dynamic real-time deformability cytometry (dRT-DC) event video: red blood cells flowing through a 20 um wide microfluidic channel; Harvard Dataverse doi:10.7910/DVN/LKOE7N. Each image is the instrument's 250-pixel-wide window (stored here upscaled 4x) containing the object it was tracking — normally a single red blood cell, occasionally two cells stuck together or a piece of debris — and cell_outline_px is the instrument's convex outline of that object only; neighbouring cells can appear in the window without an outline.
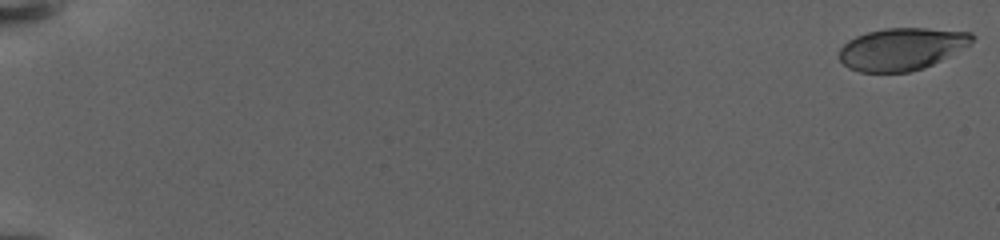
{"species": "human", "species_latin": "Homo sapiens", "temperature_condition": "warm", "stored_images_in_passage": 14, "camera_frame_rate_fps": 3000, "um_per_image_px": 0.085, "donor": {"sex": "female"}, "frame": {"image": 1, "passage_image": 1, "time_ms": 0.0, "image_size_px": [1000, 240], "cell_outline_px": [[976, 36], [968, 44], [940, 60], [924, 68], [908, 72], [860, 72], [848, 68], [840, 60], [840, 48], [848, 40], [856, 36], [868, 32], [884, 28], [924, 28], [972, 32]], "centroid_in_image_um": [76.61, 4.16], "position_along_channel_um": 8.4, "area_um2": 32.43}}
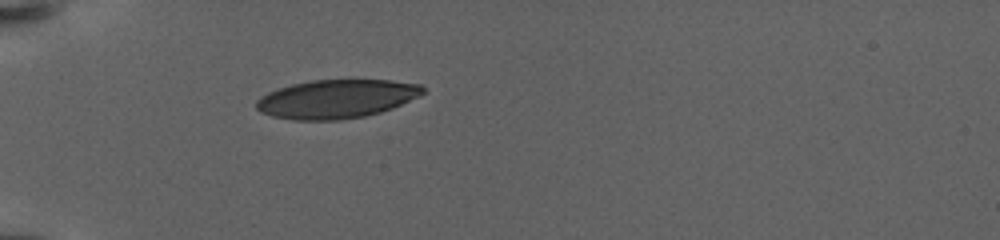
{"frame": {"image": 2, "passage_image": 12, "time_ms": 8.333, "image_size_px": [1000, 240], "cell_outline_px": [[424, 92], [420, 96], [392, 108], [380, 112], [364, 116], [340, 120], [292, 120], [272, 116], [260, 112], [256, 108], [256, 100], [260, 96], [268, 92], [292, 84], [312, 80], [388, 80], [420, 84], [424, 88]], "centroid_in_image_um": [28.58, 8.41], "position_along_channel_um": 56.4, "area_um2": 37.51}}
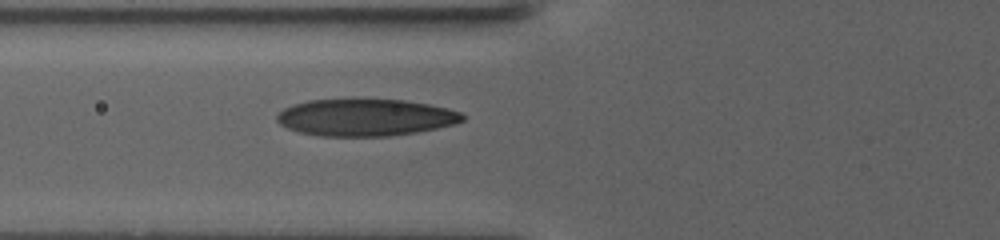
{"frame": {"image": 3, "passage_image": 14, "time_ms": 10.333, "image_size_px": [1000, 240], "cell_outline_px": [[464, 120], [452, 124], [436, 128], [416, 132], [388, 136], [320, 136], [296, 132], [280, 124], [276, 120], [276, 116], [284, 108], [308, 100], [404, 100], [428, 104], [448, 108], [460, 112], [464, 116]], "centroid_in_image_um": [31.04, 9.99], "position_along_channel_um": 94.8, "area_um2": 39.71}}